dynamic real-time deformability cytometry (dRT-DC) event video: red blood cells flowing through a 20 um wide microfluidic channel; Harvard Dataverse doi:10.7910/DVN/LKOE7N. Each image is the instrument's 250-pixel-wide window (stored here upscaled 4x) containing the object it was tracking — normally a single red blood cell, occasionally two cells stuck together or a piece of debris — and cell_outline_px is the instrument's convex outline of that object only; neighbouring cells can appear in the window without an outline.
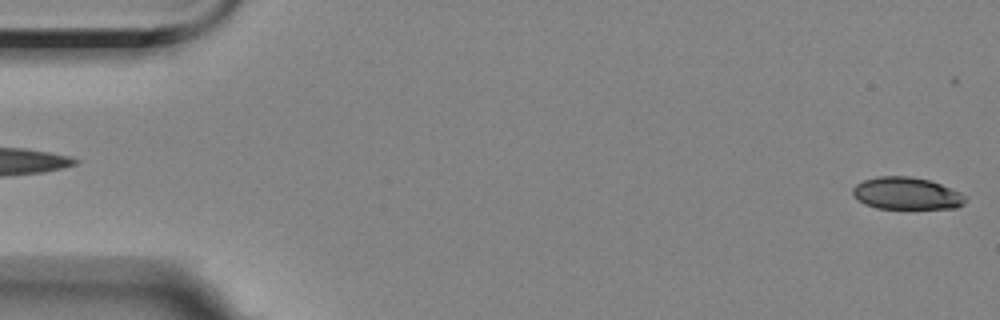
{"species": "Egyptian fruit bat (a non-hibernating species)", "species_latin": "Rousettus aegyptiacus", "temperature_condition": "room temperature", "stored_images_in_passage": 3, "segment_of_instrument_passage": [2, 2], "camera_frame_rate_fps": 3000, "um_per_image_px": 0.085, "animal": {"sex": "female"}, "frame": {"image": 1, "passage_image": 3, "time_ms": 2.667, "image_size_px": [1000, 320], "cell_outline_px": [[964, 204], [956, 208], [876, 208], [864, 204], [852, 196], [852, 188], [856, 184], [864, 180], [880, 176], [912, 176], [928, 180], [940, 184], [960, 192], [964, 196]], "centroid_in_image_um": [77.01, 16.44], "position_along_channel_um": 8.0, "area_um2": 21.04}}